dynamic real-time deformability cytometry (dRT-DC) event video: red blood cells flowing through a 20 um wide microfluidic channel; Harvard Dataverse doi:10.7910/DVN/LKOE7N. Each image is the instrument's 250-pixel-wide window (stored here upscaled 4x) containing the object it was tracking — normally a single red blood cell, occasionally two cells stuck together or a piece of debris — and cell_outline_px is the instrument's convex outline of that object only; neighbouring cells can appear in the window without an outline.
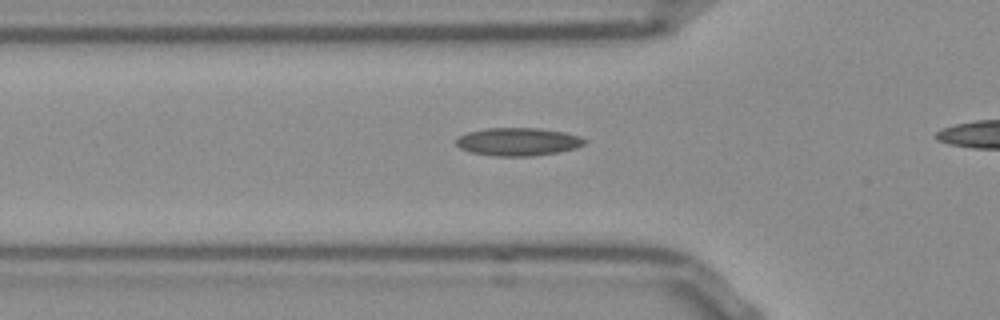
{"species": "Egyptian fruit bat (a non-hibernating species)", "species_latin": "Rousettus aegyptiacus", "temperature_condition": "room temperature", "stored_images_in_passage": 31, "camera_frame_rate_fps": 3000, "um_per_image_px": 0.085, "frame": {"image": 1, "passage_image": 6, "time_ms": 1.667, "image_size_px": [1000, 320], "cell_outline_px": [[584, 144], [576, 148], [556, 152], [532, 156], [492, 156], [472, 152], [460, 148], [456, 144], [456, 140], [460, 136], [468, 132], [488, 128], [540, 128], [564, 132], [580, 136], [584, 140]], "centroid_in_image_um": [44.02, 12.04], "position_along_channel_um": 81.8, "area_um2": 20.75}}
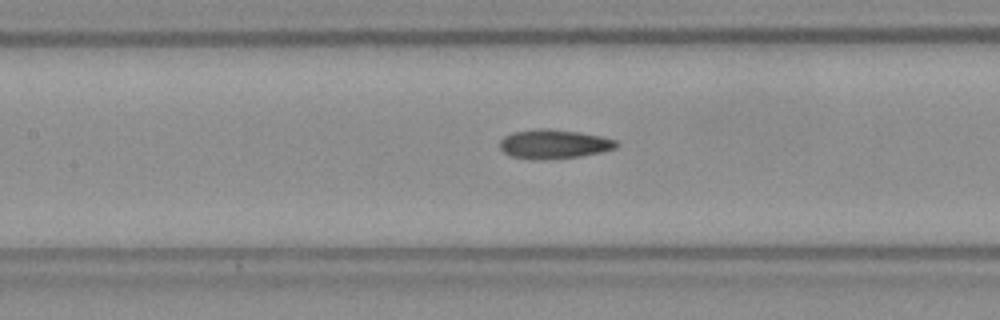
{"frame": {"image": 2, "passage_image": 12, "time_ms": 3.667, "image_size_px": [1000, 320], "cell_outline_px": [[620, 144], [616, 148], [600, 152], [580, 156], [532, 160], [512, 156], [504, 152], [500, 148], [500, 140], [504, 136], [512, 132], [536, 128], [548, 128], [580, 132], [600, 136], [616, 140]], "centroid_in_image_um": [47.07, 12.23], "position_along_channel_um": 160.3, "area_um2": 19.83}}
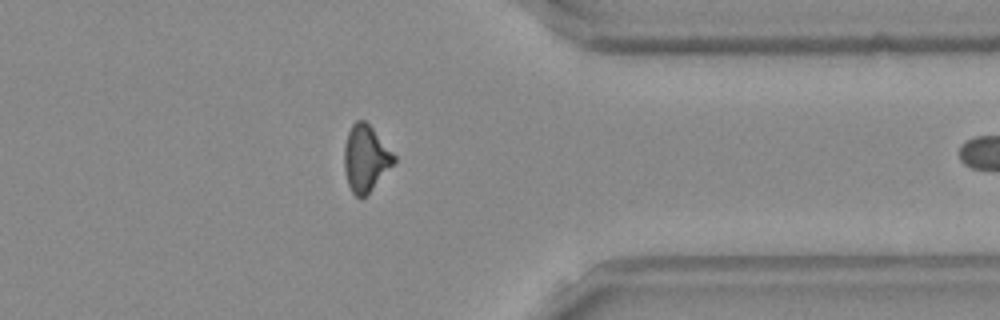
{"frame": {"image": 3, "passage_image": 30, "time_ms": 9.667, "image_size_px": [1000, 320], "cell_outline_px": [[396, 160], [368, 192], [360, 200], [352, 192], [348, 184], [344, 168], [344, 148], [348, 132], [352, 124], [356, 120], [364, 120], [372, 128], [396, 156]], "centroid_in_image_um": [31.05, 13.44], "position_along_channel_um": 380.3, "area_um2": 18.79}}